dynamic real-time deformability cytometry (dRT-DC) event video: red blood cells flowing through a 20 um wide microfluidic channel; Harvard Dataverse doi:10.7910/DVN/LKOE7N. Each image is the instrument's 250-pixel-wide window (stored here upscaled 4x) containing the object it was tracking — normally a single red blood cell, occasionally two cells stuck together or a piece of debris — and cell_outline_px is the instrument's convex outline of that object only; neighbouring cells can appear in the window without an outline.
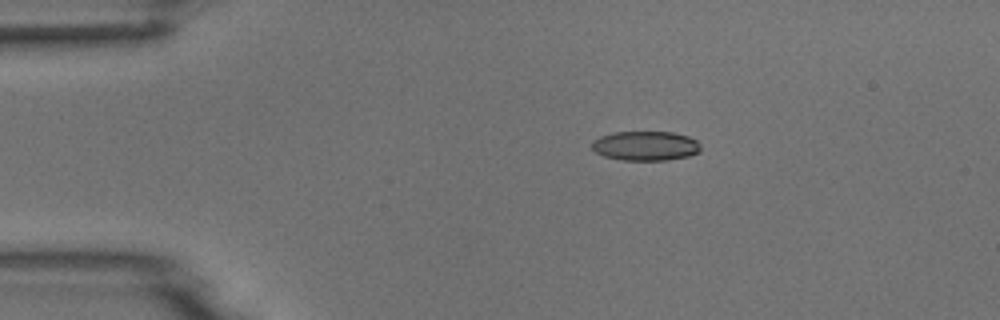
{"species": "common noctule bat (a hibernating species)", "species_latin": "Nyctalus noctula", "temperature_condition": "room temperature", "stored_images_in_passage": 7, "camera_frame_rate_fps": 3000, "um_per_image_px": 0.085, "animal": {"sex": "male", "body_mass_g": 18.8}, "frame": {"image": 1, "passage_image": 3, "time_ms": 2.333, "image_size_px": [1000, 320], "cell_outline_px": [[700, 152], [688, 156], [668, 160], [624, 160], [604, 156], [596, 152], [592, 148], [592, 140], [600, 136], [612, 132], [672, 132], [688, 136], [696, 140], [700, 144]], "centroid_in_image_um": [54.87, 12.39], "position_along_channel_um": 30.1, "area_um2": 18.73}}
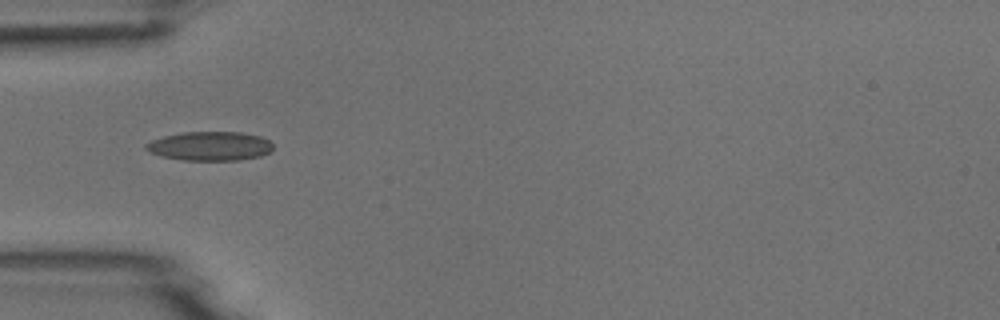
{"frame": {"image": 2, "passage_image": 5, "time_ms": 4.667, "image_size_px": [1000, 320], "cell_outline_px": [[272, 148], [268, 152], [260, 156], [240, 160], [184, 160], [160, 156], [148, 152], [144, 148], [144, 144], [152, 140], [164, 136], [184, 132], [240, 132], [260, 136], [268, 140], [272, 144]], "centroid_in_image_um": [17.8, 12.42], "position_along_channel_um": 67.2, "area_um2": 21.5}}